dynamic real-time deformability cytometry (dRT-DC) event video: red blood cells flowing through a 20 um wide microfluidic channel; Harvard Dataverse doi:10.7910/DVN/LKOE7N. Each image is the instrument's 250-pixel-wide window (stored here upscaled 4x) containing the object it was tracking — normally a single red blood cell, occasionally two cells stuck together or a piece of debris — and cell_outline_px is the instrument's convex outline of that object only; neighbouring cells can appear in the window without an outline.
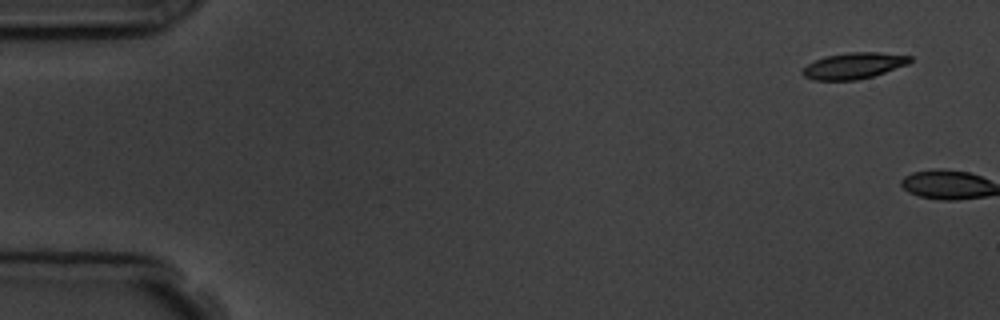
{"species": "common noctule bat (a hibernating species)", "species_latin": "Nyctalus noctula", "temperature_condition": "room temperature", "stored_images_in_passage": 2, "camera_frame_rate_fps": 3000, "um_per_image_px": 0.085, "animal": {"sex": "male", "body_mass_g": 19.5, "forearm_length_mm": 54.6}, "frame": {"image": 1, "passage_image": 1, "time_ms": 0.0, "image_size_px": [1000, 320], "cell_outline_px": [[912, 60], [908, 64], [872, 76], [856, 80], [812, 80], [804, 76], [800, 72], [808, 64], [824, 56], [848, 52], [880, 52], [912, 56]], "centroid_in_image_um": [72.56, 5.58], "position_along_channel_um": 12.4, "area_um2": 16.36}}